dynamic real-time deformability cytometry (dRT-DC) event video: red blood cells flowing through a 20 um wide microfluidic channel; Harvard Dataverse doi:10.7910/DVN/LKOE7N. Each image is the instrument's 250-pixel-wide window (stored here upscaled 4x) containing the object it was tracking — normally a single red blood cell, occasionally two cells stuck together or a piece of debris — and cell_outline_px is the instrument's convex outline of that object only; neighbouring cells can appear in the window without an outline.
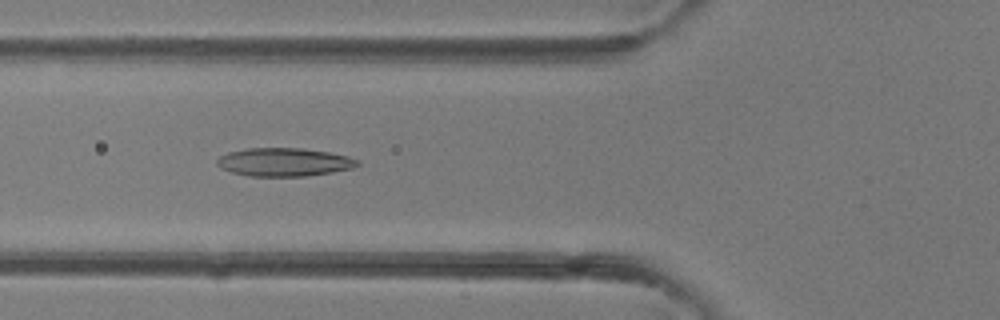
{"species": "common noctule bat (a hibernating species)", "species_latin": "Nyctalus noctula", "temperature_condition": "room temperature", "stored_images_in_passage": 40, "camera_frame_rate_fps": 3000, "um_per_image_px": 0.085, "animal": {"sex": "female"}, "frame": {"image": 1, "passage_image": 14, "time_ms": 4.333, "image_size_px": [1000, 320], "cell_outline_px": [[360, 164], [352, 168], [332, 172], [304, 176], [248, 176], [232, 172], [220, 168], [216, 164], [216, 160], [220, 156], [228, 152], [248, 148], [304, 148], [328, 152], [348, 156], [360, 160]], "centroid_in_image_um": [24.14, 13.77], "position_along_channel_um": 101.7, "area_um2": 23.24}}
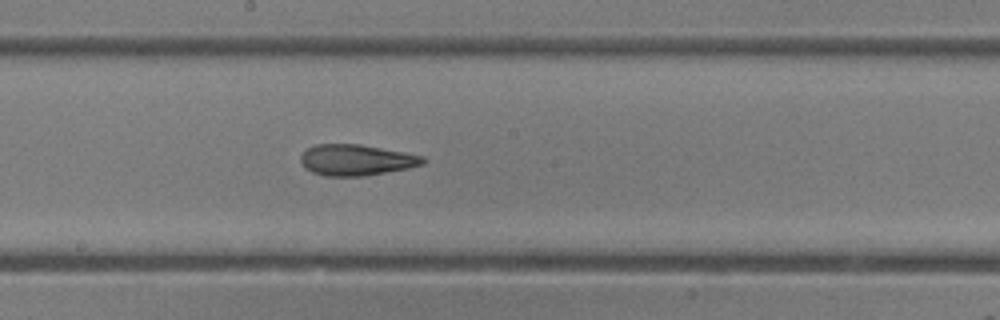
{"frame": {"image": 2, "passage_image": 21, "time_ms": 6.667, "image_size_px": [1000, 320], "cell_outline_px": [[428, 160], [424, 164], [408, 168], [364, 176], [324, 176], [312, 172], [304, 168], [300, 160], [300, 156], [308, 148], [316, 144], [360, 144], [404, 152], [424, 156]], "centroid_in_image_um": [30.29, 13.6], "position_along_channel_um": 217.9, "area_um2": 22.2}}
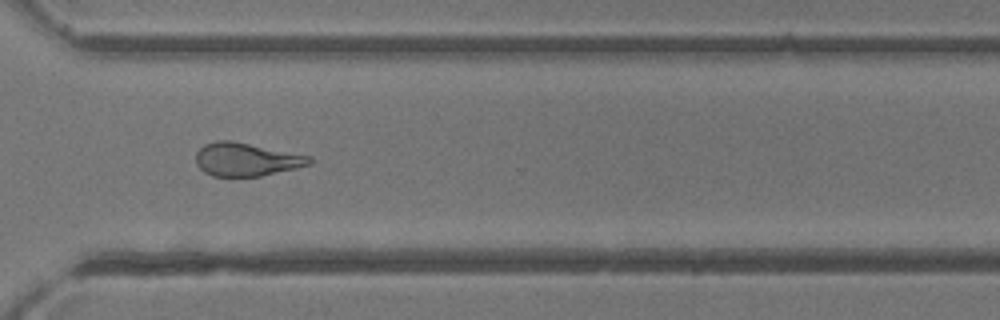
{"frame": {"image": 3, "passage_image": 29, "time_ms": 9.333, "image_size_px": [1000, 320], "cell_outline_px": [[312, 164], [296, 168], [260, 176], [212, 176], [204, 172], [196, 164], [196, 152], [204, 144], [216, 140], [232, 140], [312, 156]], "centroid_in_image_um": [20.94, 13.54], "position_along_channel_um": 349.7, "area_um2": 22.14}}